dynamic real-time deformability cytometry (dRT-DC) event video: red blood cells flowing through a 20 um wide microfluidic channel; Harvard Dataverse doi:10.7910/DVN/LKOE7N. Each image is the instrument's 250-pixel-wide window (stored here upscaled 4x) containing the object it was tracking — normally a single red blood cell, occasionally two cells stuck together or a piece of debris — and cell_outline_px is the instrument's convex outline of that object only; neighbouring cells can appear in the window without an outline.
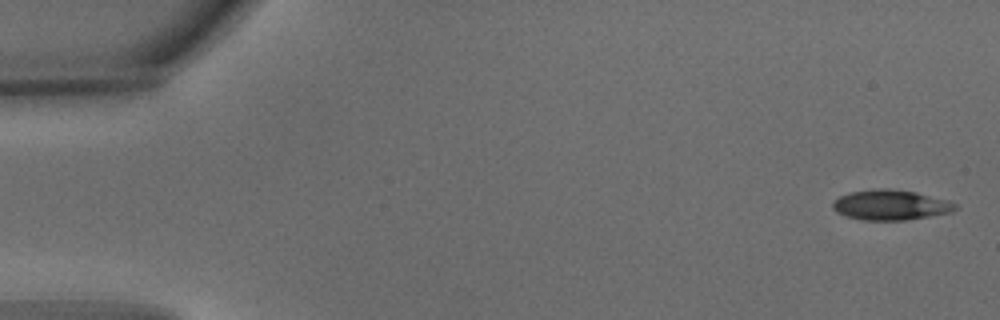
{"species": "common noctule bat (a hibernating species)", "species_latin": "Nyctalus noctula", "temperature_condition": "warm", "stored_images_in_passage": 7, "camera_frame_rate_fps": 3000, "um_per_image_px": 0.085, "animal": {"sex": "male", "body_mass_g": 15.6}, "frame": {"image": 1, "passage_image": 1, "time_ms": 0.0, "image_size_px": [1000, 320], "cell_outline_px": [[960, 208], [952, 212], [908, 220], [860, 220], [844, 216], [836, 212], [832, 208], [832, 204], [840, 196], [848, 192], [872, 188], [888, 188], [916, 192], [948, 200], [956, 204]], "centroid_in_image_um": [75.7, 17.42], "position_along_channel_um": 9.3, "area_um2": 21.91}}
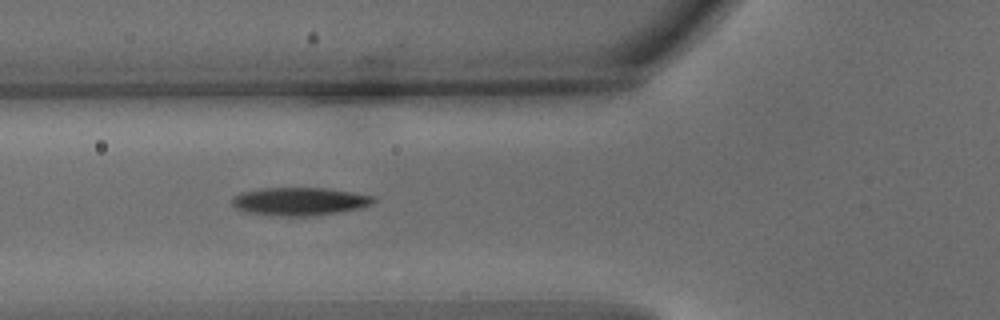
{"frame": {"image": 2, "passage_image": 6, "time_ms": 1.667, "image_size_px": [1000, 320], "cell_outline_px": [[376, 200], [372, 204], [360, 208], [340, 212], [308, 216], [280, 216], [244, 212], [236, 208], [232, 204], [232, 196], [240, 192], [260, 188], [324, 188], [352, 192], [372, 196]], "centroid_in_image_um": [25.42, 17.12], "position_along_channel_um": 100.4, "area_um2": 23.18}}
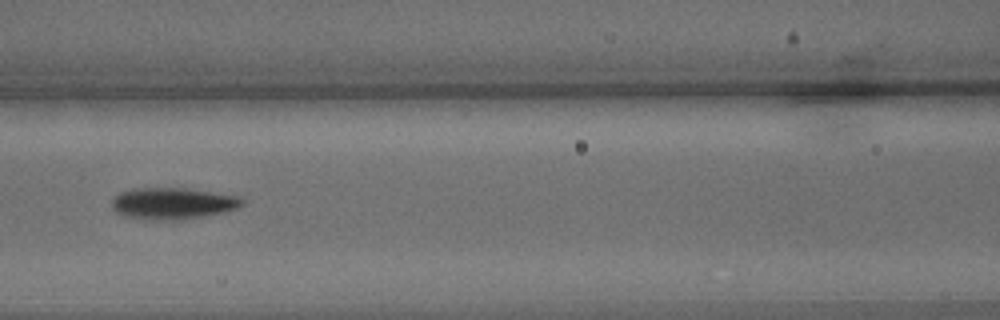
{"frame": {"image": 3, "passage_image": 7, "time_ms": 2.0, "image_size_px": [1000, 320], "cell_outline_px": [[244, 204], [236, 208], [224, 212], [208, 216], [184, 220], [144, 220], [124, 216], [116, 212], [112, 208], [112, 196], [120, 192], [132, 188], [184, 188], [240, 196], [244, 200]], "centroid_in_image_um": [14.66, 17.3], "position_along_channel_um": 151.9, "area_um2": 24.45}}